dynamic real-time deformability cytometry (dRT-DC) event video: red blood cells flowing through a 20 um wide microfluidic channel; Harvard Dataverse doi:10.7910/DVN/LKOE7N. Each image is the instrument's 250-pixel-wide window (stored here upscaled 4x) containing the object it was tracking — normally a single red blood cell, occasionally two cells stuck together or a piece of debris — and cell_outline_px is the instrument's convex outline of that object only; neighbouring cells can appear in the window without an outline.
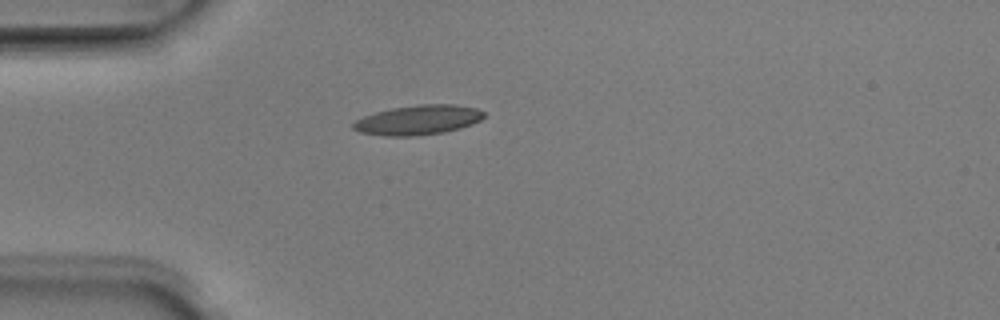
{"species": "Egyptian fruit bat (a non-hibernating species)", "species_latin": "Rousettus aegyptiacus", "temperature_condition": "room temperature", "stored_images_in_passage": 38, "camera_frame_rate_fps": 3000, "um_per_image_px": 0.085, "animal": {"sex": "male"}, "frame": {"image": 1, "passage_image": 1, "time_ms": 0.0, "image_size_px": [1000, 320], "cell_outline_px": [[484, 116], [480, 120], [472, 124], [460, 128], [444, 132], [416, 136], [384, 136], [360, 132], [352, 128], [352, 124], [356, 120], [364, 116], [376, 112], [392, 108], [420, 104], [452, 104], [476, 108], [484, 112]], "centroid_in_image_um": [35.53, 10.2], "position_along_channel_um": 49.5, "area_um2": 22.54}}
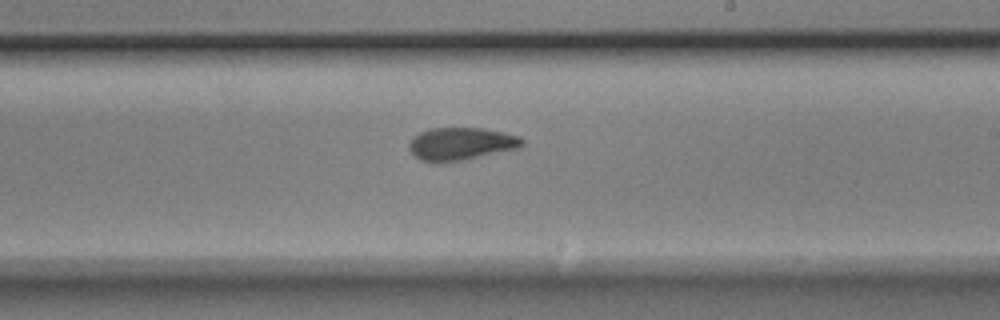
{"frame": {"image": 2, "passage_image": 17, "time_ms": 5.333, "image_size_px": [1000, 320], "cell_outline_px": [[524, 144], [520, 148], [464, 160], [420, 160], [408, 148], [408, 144], [412, 136], [428, 128], [484, 128], [504, 132], [520, 136], [524, 140]], "centroid_in_image_um": [39.23, 12.19], "position_along_channel_um": 249.8, "area_um2": 21.39}}
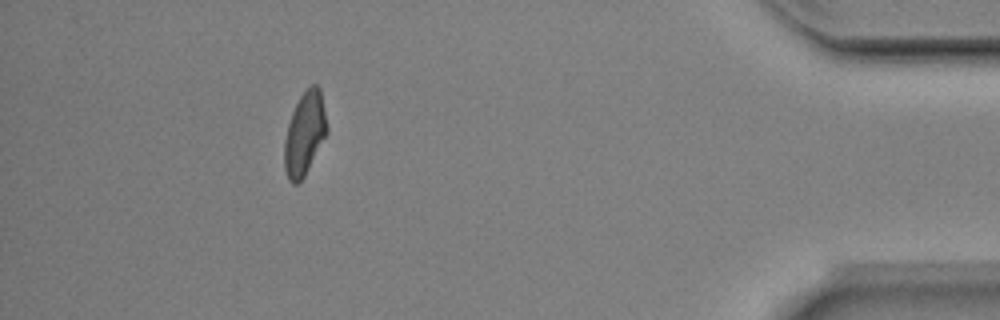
{"frame": {"image": 3, "passage_image": 33, "time_ms": 10.667, "image_size_px": [1000, 320], "cell_outline_px": [[328, 132], [304, 176], [296, 184], [292, 184], [288, 180], [284, 168], [284, 140], [288, 124], [292, 112], [300, 96], [312, 84], [316, 84], [320, 88], [328, 128]], "centroid_in_image_um": [25.89, 11.37], "position_along_channel_um": 409.3, "area_um2": 20.52}, "authors_computed_cell_mechanics": {"area_um2": 21.386, "velocity_mm_per_s": 3.9995, "shape_relaxation_time_tau1_ms": 4.5462, "shape_relaxation_time_tau2_ms": 3.2734, "deformation_change_tau1": 0.1491, "deformation_change_tau2": 0.1129}}